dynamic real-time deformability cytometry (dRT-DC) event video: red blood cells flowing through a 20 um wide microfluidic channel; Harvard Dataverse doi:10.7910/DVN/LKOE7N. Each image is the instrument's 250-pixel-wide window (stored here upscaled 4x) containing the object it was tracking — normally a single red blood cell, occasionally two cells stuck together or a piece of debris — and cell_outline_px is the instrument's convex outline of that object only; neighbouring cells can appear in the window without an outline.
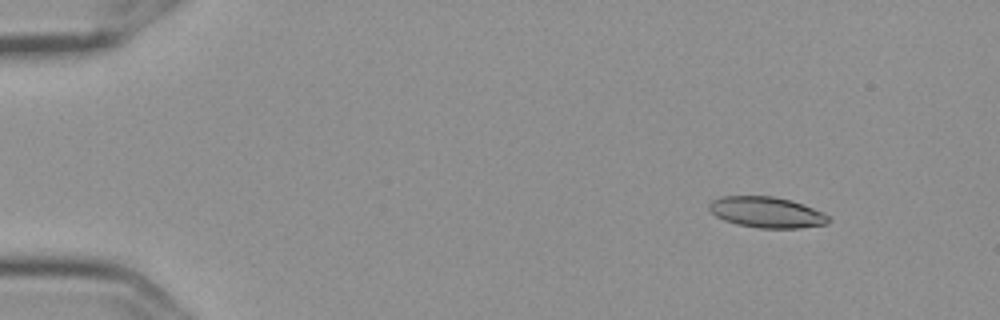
{"species": "Egyptian fruit bat (a non-hibernating species)", "species_latin": "Rousettus aegyptiacus", "temperature_condition": "cold", "stored_images_in_passage": 52, "camera_frame_rate_fps": 3000, "um_per_image_px": 0.085, "frame": {"image": 1, "passage_image": 2, "time_ms": 0.333, "image_size_px": [1000, 320], "cell_outline_px": [[832, 220], [828, 224], [800, 228], [760, 228], [736, 224], [724, 220], [716, 216], [708, 208], [708, 204], [712, 200], [720, 196], [772, 196], [792, 200], [824, 212]], "centroid_in_image_um": [65.19, 18.04], "position_along_channel_um": 19.8, "area_um2": 21.68}}
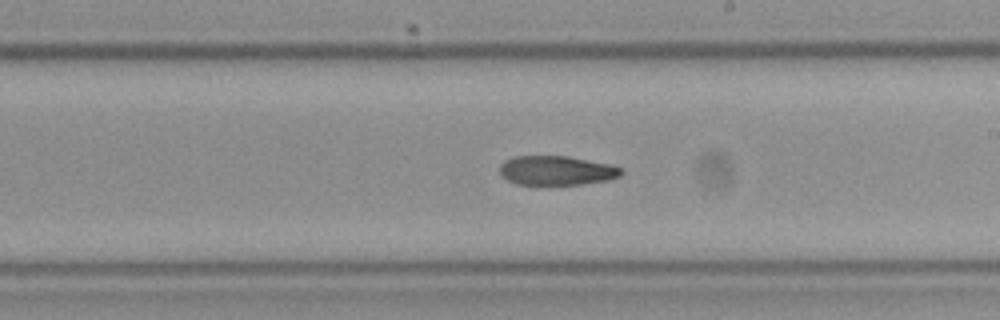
{"frame": {"image": 2, "passage_image": 29, "time_ms": 9.333, "image_size_px": [1000, 320], "cell_outline_px": [[624, 172], [620, 176], [608, 180], [580, 184], [516, 184], [508, 180], [500, 172], [500, 164], [504, 160], [512, 156], [568, 156], [612, 164], [624, 168]], "centroid_in_image_um": [47.35, 14.48], "position_along_channel_um": 241.7, "area_um2": 20.87}}
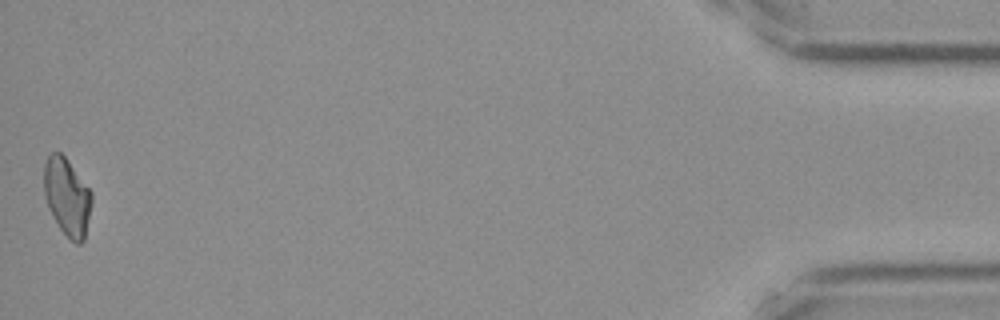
{"frame": {"image": 3, "passage_image": 52, "time_ms": 17.0, "image_size_px": [1000, 320], "cell_outline_px": [[92, 200], [84, 240], [80, 244], [76, 244], [60, 228], [52, 216], [44, 196], [44, 164], [48, 156], [52, 152], [60, 152], [64, 156], [92, 192]], "centroid_in_image_um": [5.69, 16.72], "position_along_channel_um": 429.5, "area_um2": 21.27}}